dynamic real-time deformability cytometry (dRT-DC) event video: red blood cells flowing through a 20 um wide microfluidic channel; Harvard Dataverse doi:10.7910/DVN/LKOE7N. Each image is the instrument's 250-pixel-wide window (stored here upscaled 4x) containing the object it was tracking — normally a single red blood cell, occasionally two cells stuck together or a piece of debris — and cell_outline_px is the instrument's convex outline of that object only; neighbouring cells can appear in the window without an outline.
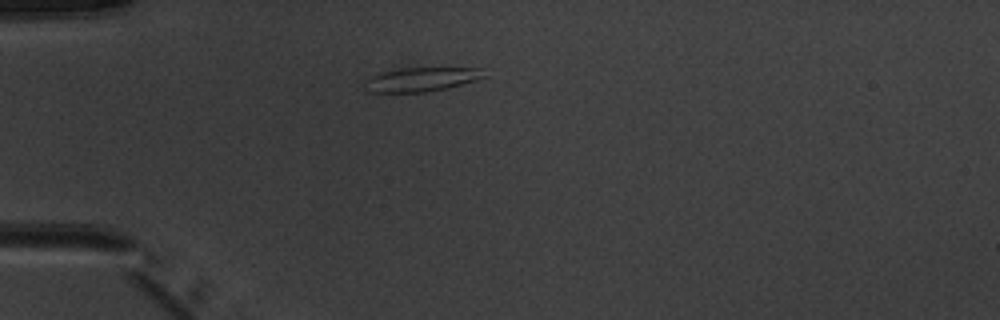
{"species": "common noctule bat (a hibernating species)", "species_latin": "Nyctalus noctula", "temperature_condition": "warm", "stored_images_in_passage": 1, "camera_frame_rate_fps": 3000, "um_per_image_px": 0.085, "animal": {"sex": "male", "body_mass_g": 20.1, "forearm_length_mm": 53.5}, "frame": {"image": 1, "passage_image": 1, "time_ms": 0.0, "image_size_px": [1000, 320], "cell_outline_px": [[488, 76], [476, 80], [444, 88], [424, 92], [368, 92], [364, 84], [364, 80], [368, 76], [380, 72], [400, 68], [484, 68]], "centroid_in_image_um": [35.79, 6.73], "position_along_channel_um": 49.2, "area_um2": 16.82}}